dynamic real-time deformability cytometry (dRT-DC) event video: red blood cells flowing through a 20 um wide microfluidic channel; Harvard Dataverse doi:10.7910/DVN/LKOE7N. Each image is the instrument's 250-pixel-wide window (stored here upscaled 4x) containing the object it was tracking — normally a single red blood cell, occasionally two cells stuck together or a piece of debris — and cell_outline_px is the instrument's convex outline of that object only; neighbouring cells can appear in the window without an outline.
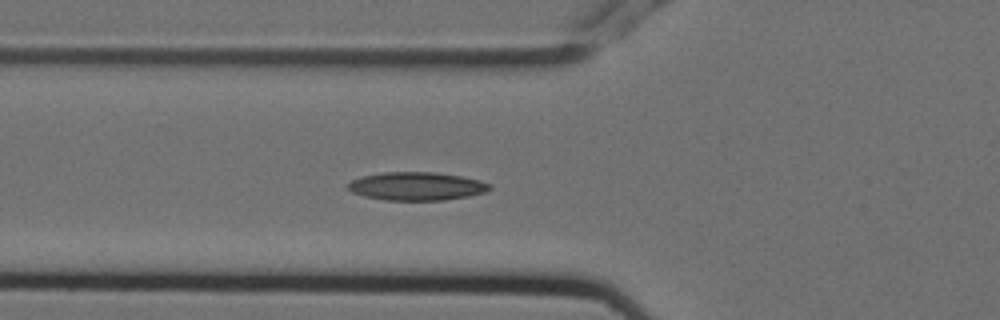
{"species": "Egyptian fruit bat (a non-hibernating species)", "species_latin": "Rousettus aegyptiacus", "temperature_condition": "cold", "stored_images_in_passage": 6, "camera_frame_rate_fps": 3000, "um_per_image_px": 0.085, "animal": {"sex": "female"}, "frame": {"image": 1, "passage_image": 6, "time_ms": 1.667, "image_size_px": [1000, 320], "cell_outline_px": [[492, 188], [484, 192], [468, 196], [444, 200], [384, 200], [364, 196], [352, 192], [348, 188], [348, 184], [352, 180], [364, 176], [384, 172], [436, 172], [460, 176], [480, 180], [492, 184]], "centroid_in_image_um": [35.44, 15.83], "position_along_channel_um": 90.4, "area_um2": 23.24}}